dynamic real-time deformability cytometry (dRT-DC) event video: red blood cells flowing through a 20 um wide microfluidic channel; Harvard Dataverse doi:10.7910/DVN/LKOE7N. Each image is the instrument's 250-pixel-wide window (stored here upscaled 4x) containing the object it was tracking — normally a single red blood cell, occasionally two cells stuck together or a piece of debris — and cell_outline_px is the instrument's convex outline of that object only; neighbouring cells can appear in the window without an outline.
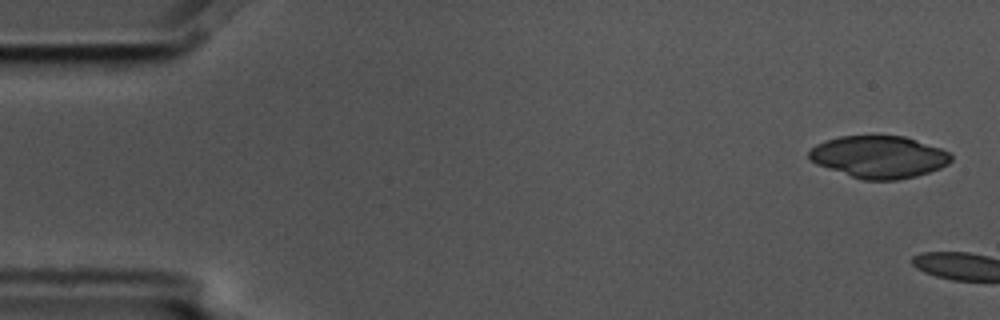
{"species": "common noctule bat (a hibernating species)", "species_latin": "Nyctalus noctula", "temperature_condition": "cold", "stored_images_in_passage": 3, "camera_frame_rate_fps": 3000, "um_per_image_px": 0.085, "animal": {"sex": "male", "body_mass_g": 17.5, "forearm_length_mm": 52.3}, "frame": {"image": 1, "passage_image": 1, "time_ms": 0.0, "image_size_px": [1000, 320], "cell_outline_px": [[952, 160], [948, 164], [940, 168], [916, 176], [896, 180], [864, 180], [816, 164], [808, 156], [808, 152], [816, 144], [824, 140], [840, 136], [904, 136], [940, 148], [948, 152], [952, 156]], "centroid_in_image_um": [74.71, 13.33], "position_along_channel_um": 10.3, "area_um2": 34.68}}